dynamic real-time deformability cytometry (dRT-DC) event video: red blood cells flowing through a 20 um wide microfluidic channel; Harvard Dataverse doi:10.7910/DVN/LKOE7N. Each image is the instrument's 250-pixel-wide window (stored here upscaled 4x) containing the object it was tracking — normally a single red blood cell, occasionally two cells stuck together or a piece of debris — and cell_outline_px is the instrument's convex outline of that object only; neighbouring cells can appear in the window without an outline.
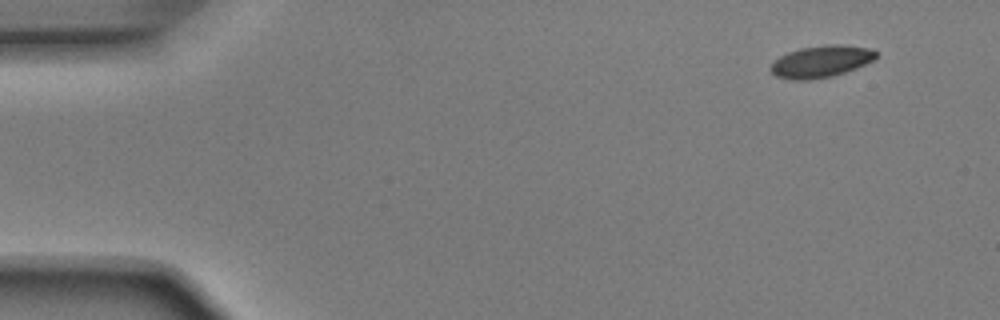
{"species": "Egyptian fruit bat (a non-hibernating species)", "species_latin": "Rousettus aegyptiacus", "temperature_condition": "room temperature", "stored_images_in_passage": 4, "camera_frame_rate_fps": 3000, "um_per_image_px": 0.085, "animal": {"sex": "male"}, "frame": {"image": 1, "passage_image": 1, "time_ms": 0.0, "image_size_px": [1000, 320], "cell_outline_px": [[880, 52], [872, 60], [856, 68], [832, 76], [808, 80], [792, 80], [776, 76], [768, 68], [772, 60], [788, 52], [800, 48], [824, 44], [844, 44], [872, 48]], "centroid_in_image_um": [69.77, 5.21], "position_along_channel_um": 15.2, "area_um2": 19.88}}